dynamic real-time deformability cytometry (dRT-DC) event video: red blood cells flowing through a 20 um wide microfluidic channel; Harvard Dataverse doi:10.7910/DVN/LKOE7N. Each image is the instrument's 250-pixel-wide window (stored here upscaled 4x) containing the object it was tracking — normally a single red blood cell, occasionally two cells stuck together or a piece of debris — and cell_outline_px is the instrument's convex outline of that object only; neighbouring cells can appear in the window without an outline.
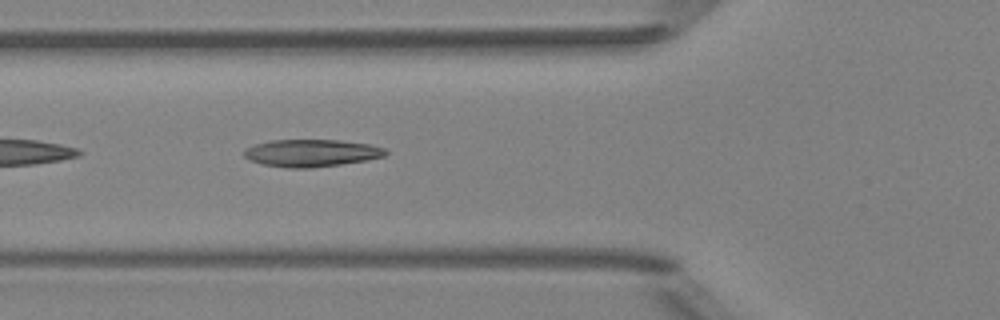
{"species": "Egyptian fruit bat (a non-hibernating species)", "species_latin": "Rousettus aegyptiacus", "temperature_condition": "room temperature", "stored_images_in_passage": 35, "camera_frame_rate_fps": 3000, "um_per_image_px": 0.085, "animal": {"sex": "female"}, "frame": {"image": 1, "passage_image": 4, "time_ms": 1.0, "image_size_px": [1000, 320], "cell_outline_px": [[388, 152], [384, 156], [364, 160], [340, 164], [312, 168], [288, 168], [260, 164], [248, 160], [244, 156], [244, 148], [256, 144], [272, 140], [340, 140], [368, 144], [384, 148]], "centroid_in_image_um": [26.41, 13.01], "position_along_channel_um": 99.4, "area_um2": 22.48}}
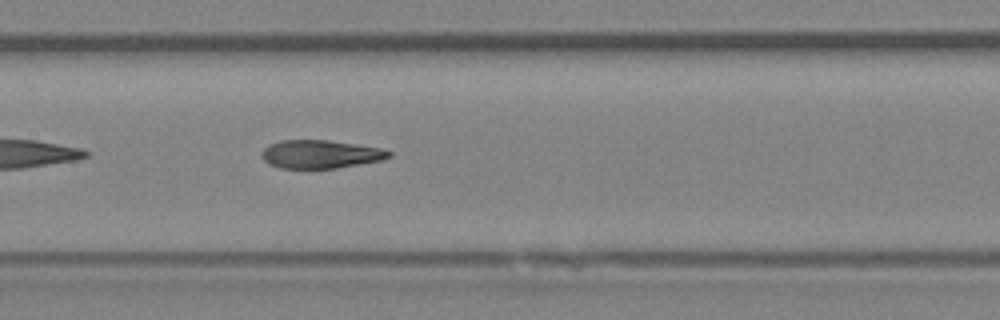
{"frame": {"image": 2, "passage_image": 10, "time_ms": 3.0, "image_size_px": [1000, 320], "cell_outline_px": [[392, 156], [384, 160], [336, 168], [280, 168], [268, 164], [260, 156], [260, 152], [268, 144], [280, 140], [328, 140], [380, 148], [392, 152]], "centroid_in_image_um": [27.21, 13.11], "position_along_channel_um": 180.2, "area_um2": 21.1}}
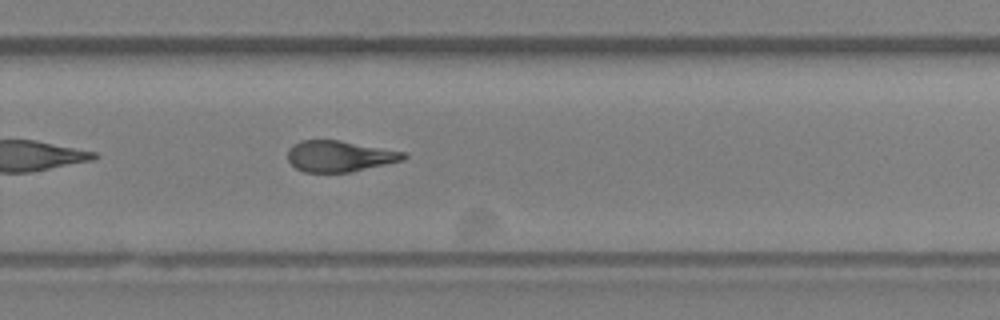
{"frame": {"image": 3, "passage_image": 19, "time_ms": 6.0, "image_size_px": [1000, 320], "cell_outline_px": [[408, 156], [404, 160], [348, 172], [304, 172], [296, 168], [288, 160], [288, 148], [292, 144], [300, 140], [340, 140], [404, 152]], "centroid_in_image_um": [28.82, 13.26], "position_along_channel_um": 301.0, "area_um2": 20.87}, "authors_computed_cell_mechanics": {"area_um2": 21.8484, "velocity_mm_per_s": 4.0478, "shape_relaxation_time_tau1_ms": 6.0258, "shape_relaxation_time_tau2_ms": 2.628, "deformation_change_tau1": 0.2202, "deformation_change_tau2": 0.1252}}